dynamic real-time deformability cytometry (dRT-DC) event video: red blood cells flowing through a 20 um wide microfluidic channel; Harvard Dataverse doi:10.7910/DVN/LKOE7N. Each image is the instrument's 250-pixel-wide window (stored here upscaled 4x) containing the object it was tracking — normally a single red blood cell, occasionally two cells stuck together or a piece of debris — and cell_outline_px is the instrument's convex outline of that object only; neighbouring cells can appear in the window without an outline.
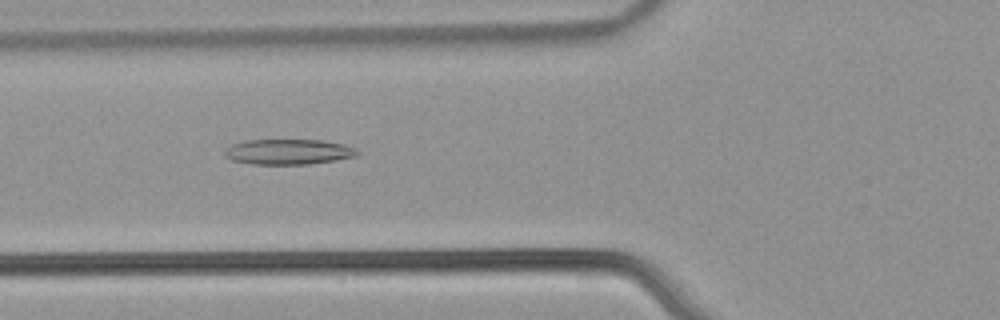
{"species": "common noctule bat (a hibernating species)", "species_latin": "Nyctalus noctula", "temperature_condition": "warm", "stored_images_in_passage": 54, "camera_frame_rate_fps": 3000, "um_per_image_px": 0.085, "animal": {"sex": "male", "body_mass_g": 21.5, "forearm_length_mm": 52.0}, "frame": {"image": 1, "passage_image": 21, "time_ms": 6.667, "image_size_px": [1000, 320], "cell_outline_px": [[360, 152], [356, 156], [336, 160], [308, 164], [252, 164], [232, 160], [224, 156], [224, 152], [232, 144], [244, 140], [324, 140], [344, 144], [356, 148]], "centroid_in_image_um": [24.53, 12.9], "position_along_channel_um": 101.3, "area_um2": 19.65}}
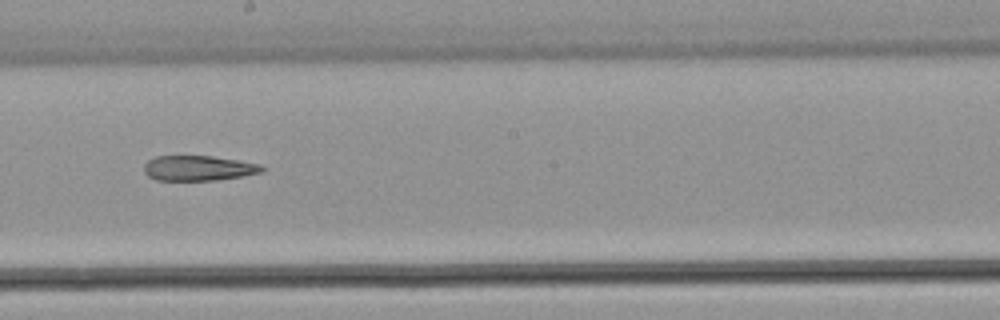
{"frame": {"image": 2, "passage_image": 31, "time_ms": 10.0, "image_size_px": [1000, 320], "cell_outline_px": [[264, 168], [260, 172], [240, 176], [216, 180], [156, 180], [148, 176], [144, 172], [144, 164], [148, 160], [156, 156], [212, 156], [260, 164]], "centroid_in_image_um": [16.81, 14.29], "position_along_channel_um": 231.4, "area_um2": 17.05}}
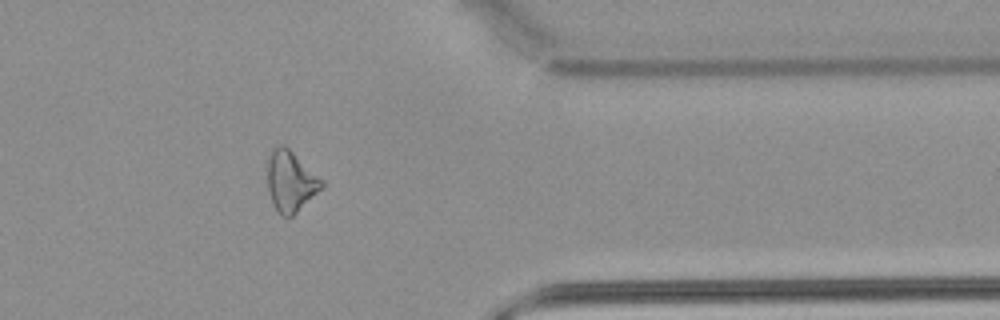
{"frame": {"image": 3, "passage_image": 44, "time_ms": 14.333, "image_size_px": [1000, 320], "cell_outline_px": [[324, 188], [292, 216], [280, 216], [276, 212], [268, 188], [268, 152], [276, 144], [284, 144], [324, 180]], "centroid_in_image_um": [24.71, 15.39], "position_along_channel_um": 386.7, "area_um2": 19.48}}